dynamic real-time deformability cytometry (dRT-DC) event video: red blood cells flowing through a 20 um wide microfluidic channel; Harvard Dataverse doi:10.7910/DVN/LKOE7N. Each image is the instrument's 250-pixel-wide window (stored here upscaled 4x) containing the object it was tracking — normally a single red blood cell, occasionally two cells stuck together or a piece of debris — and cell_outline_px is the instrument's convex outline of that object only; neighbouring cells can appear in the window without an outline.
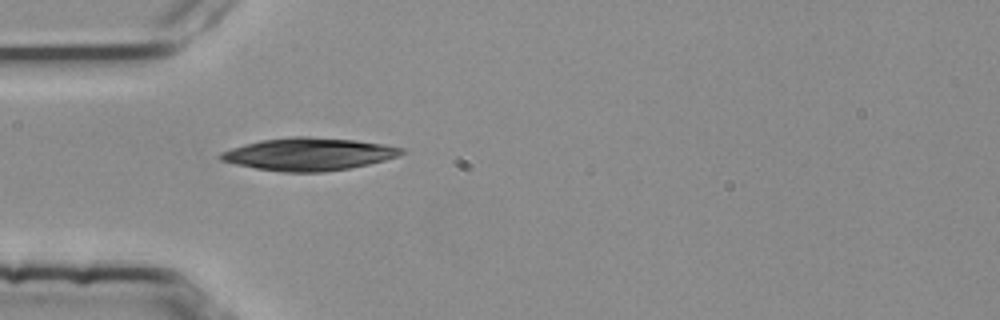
{"species": "common noctule bat (a hibernating species)", "species_latin": "Nyctalus noctula", "temperature_condition": "room temperature", "stored_images_in_passage": 4, "camera_frame_rate_fps": 3000, "um_per_image_px": 0.085, "animal": {"sex": "female", "body_mass_g": 25.1}, "frame": {"image": 1, "passage_image": 4, "time_ms": 1.0, "image_size_px": [1000, 320], "cell_outline_px": [[408, 152], [400, 156], [368, 164], [348, 168], [320, 172], [284, 172], [256, 168], [236, 164], [220, 160], [216, 156], [220, 152], [244, 144], [260, 140], [292, 136], [308, 136], [356, 140], [404, 148]], "centroid_in_image_um": [26.23, 13.09], "position_along_channel_um": 58.8, "area_um2": 34.39}}